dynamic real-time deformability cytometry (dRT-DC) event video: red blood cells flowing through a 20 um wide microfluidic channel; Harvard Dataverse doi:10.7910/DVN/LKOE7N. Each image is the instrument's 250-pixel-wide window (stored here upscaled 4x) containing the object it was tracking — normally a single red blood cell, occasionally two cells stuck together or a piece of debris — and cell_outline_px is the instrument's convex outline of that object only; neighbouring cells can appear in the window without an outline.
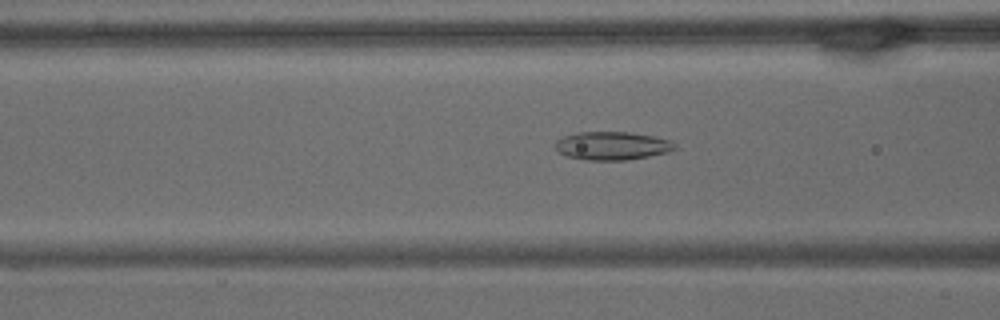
{"species": "common noctule bat (a hibernating species)", "species_latin": "Nyctalus noctula", "temperature_condition": "warm", "stored_images_in_passage": 60, "camera_frame_rate_fps": 3000, "um_per_image_px": 0.085, "animal": {"sex": "male", "body_mass_g": 15.6}, "frame": {"image": 1, "passage_image": 23, "time_ms": 7.333, "image_size_px": [1000, 320], "cell_outline_px": [[680, 148], [668, 152], [648, 156], [624, 160], [584, 160], [568, 156], [560, 152], [556, 148], [556, 140], [564, 136], [576, 132], [628, 132], [652, 136], [668, 140], [676, 144]], "centroid_in_image_um": [52.05, 12.39], "position_along_channel_um": 114.6, "area_um2": 19.59}}
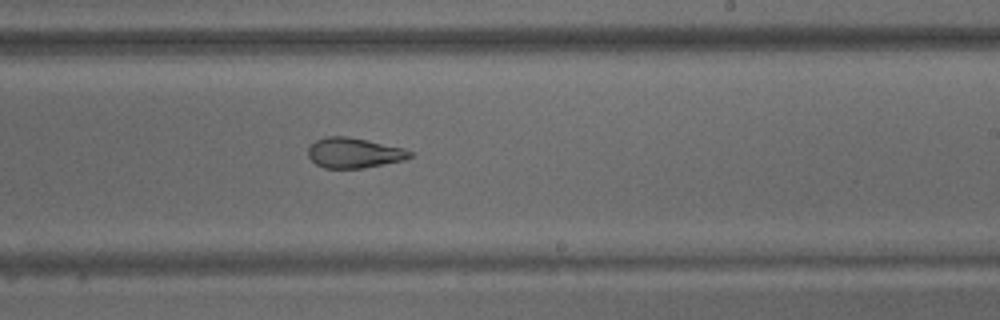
{"frame": {"image": 2, "passage_image": 36, "time_ms": 11.667, "image_size_px": [1000, 320], "cell_outline_px": [[412, 156], [404, 160], [364, 168], [324, 168], [316, 164], [308, 156], [308, 148], [316, 140], [324, 136], [348, 136], [368, 140], [404, 148], [412, 152]], "centroid_in_image_um": [30.09, 12.99], "position_along_channel_um": 258.9, "area_um2": 17.98}}
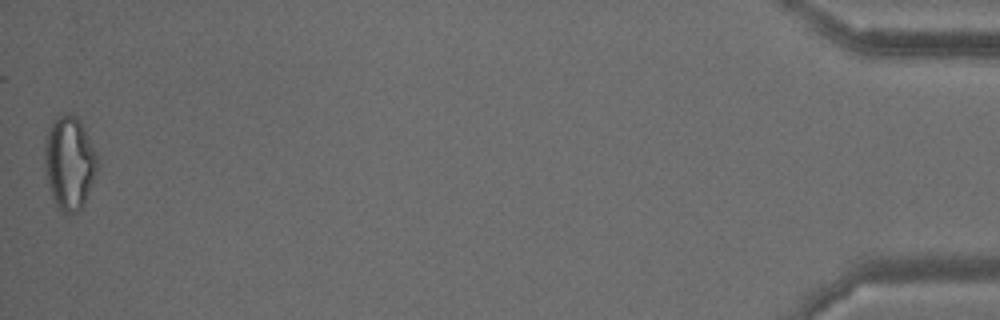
{"frame": {"image": 3, "passage_image": 60, "time_ms": 19.667, "image_size_px": [1000, 320], "cell_outline_px": [[96, 168], [84, 204], [80, 212], [68, 216], [56, 208], [44, 172], [44, 136], [52, 120], [68, 112], [72, 112], [80, 120], [96, 152]], "centroid_in_image_um": [5.84, 13.85], "position_along_channel_um": 429.4, "area_um2": 29.07}, "authors_computed_cell_mechanics": {"area_um2": 22.5709, "velocity_mm_per_s": 3.3271, "shape_relaxation_time_tau1_ms": null, "shape_relaxation_time_tau2_ms": 2.8603, "deformation_change_tau1": null, "deformation_change_tau2": 0.1077}}